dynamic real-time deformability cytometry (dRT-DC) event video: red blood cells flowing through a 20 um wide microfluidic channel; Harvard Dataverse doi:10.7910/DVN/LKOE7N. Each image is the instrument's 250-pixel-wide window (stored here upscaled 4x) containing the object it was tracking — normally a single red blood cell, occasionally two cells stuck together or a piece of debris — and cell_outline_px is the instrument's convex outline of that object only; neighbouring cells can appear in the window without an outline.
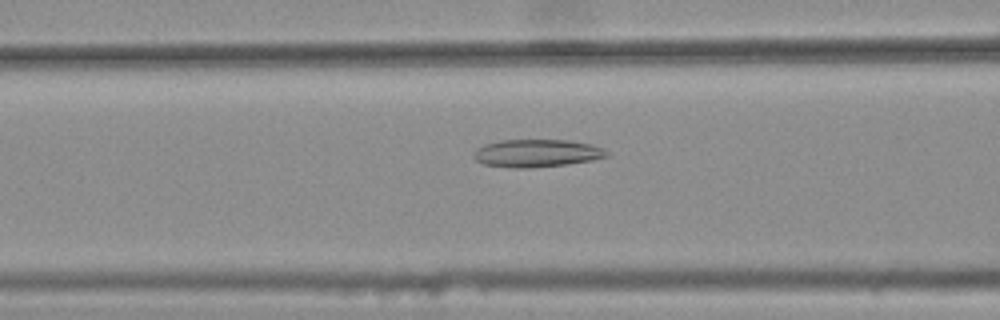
{"species": "common noctule bat (a hibernating species)", "species_latin": "Nyctalus noctula", "temperature_condition": "warm", "stored_images_in_passage": 48, "camera_frame_rate_fps": 3000, "um_per_image_px": 0.085, "animal": {"sex": "female", "body_mass_g": 25.1}, "frame": {"image": 1, "passage_image": 21, "time_ms": 6.667, "image_size_px": [1000, 320], "cell_outline_px": [[608, 156], [592, 160], [568, 164], [532, 168], [512, 168], [484, 164], [476, 160], [472, 156], [472, 152], [476, 148], [484, 144], [500, 140], [568, 140], [592, 144], [604, 148], [608, 152]], "centroid_in_image_um": [45.6, 13.02], "position_along_channel_um": 121.0, "area_um2": 21.73}}
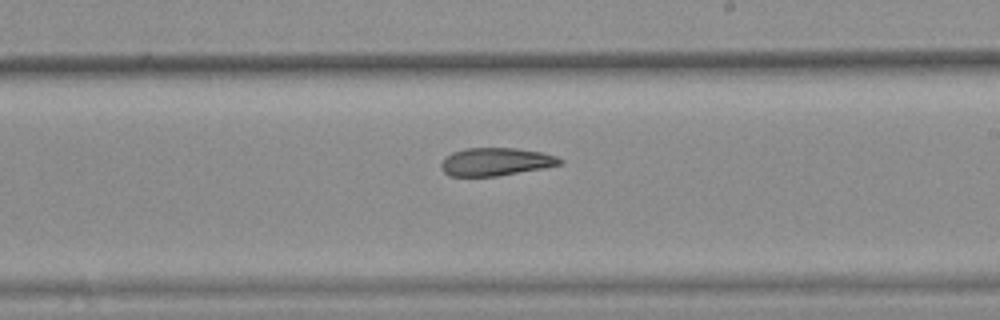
{"frame": {"image": 2, "passage_image": 31, "time_ms": 10.0, "image_size_px": [1000, 320], "cell_outline_px": [[564, 164], [544, 168], [496, 176], [448, 176], [440, 168], [440, 164], [444, 156], [452, 152], [464, 148], [516, 148], [540, 152], [556, 156], [564, 160]], "centroid_in_image_um": [42.12, 13.75], "position_along_channel_um": 246.9, "area_um2": 19.54}}
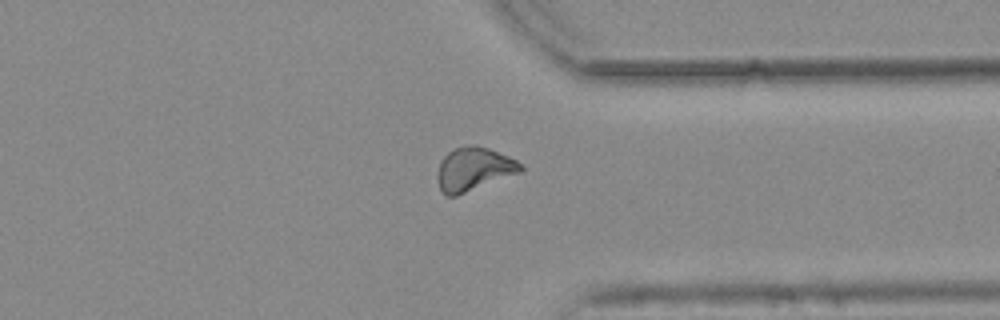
{"frame": {"image": 3, "passage_image": 41, "time_ms": 13.333, "image_size_px": [1000, 320], "cell_outline_px": [[524, 168], [520, 172], [456, 196], [444, 196], [440, 188], [436, 176], [440, 160], [448, 152], [456, 148], [472, 144], [476, 144], [488, 148], [508, 156], [516, 160]], "centroid_in_image_um": [40.23, 14.37], "position_along_channel_um": 371.2, "area_um2": 20.98}, "authors_computed_cell_mechanics": {"area_um2": 20.7213, "velocity_mm_per_s": 3.7877, "shape_relaxation_time_tau1_ms": null, "shape_relaxation_time_tau2_ms": 6.9674, "deformation_change_tau1": null, "deformation_change_tau2": 0.1655}}